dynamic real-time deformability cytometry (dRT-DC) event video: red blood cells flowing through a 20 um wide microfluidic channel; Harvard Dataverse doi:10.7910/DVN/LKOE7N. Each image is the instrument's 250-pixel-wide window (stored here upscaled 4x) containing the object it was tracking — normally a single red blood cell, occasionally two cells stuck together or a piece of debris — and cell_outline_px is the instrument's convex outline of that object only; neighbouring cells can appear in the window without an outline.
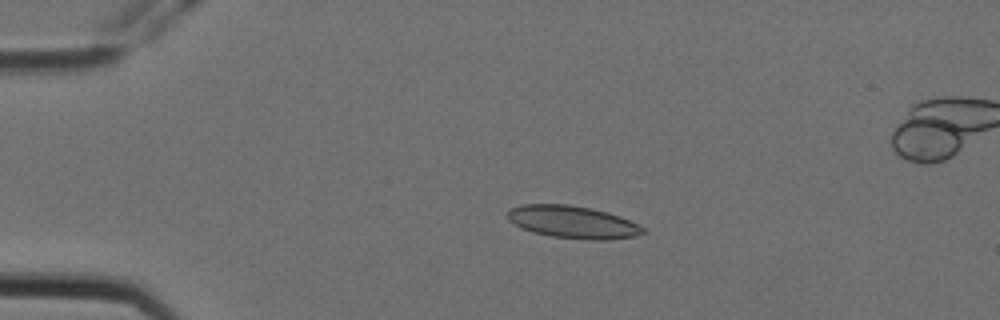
{"species": "Egyptian fruit bat (a non-hibernating species)", "species_latin": "Rousettus aegyptiacus", "temperature_condition": "cold", "stored_images_in_passage": 5, "camera_frame_rate_fps": 3000, "um_per_image_px": 0.085, "animal": {"sex": "female"}, "frame": {"image": 1, "passage_image": 3, "time_ms": 0.667, "image_size_px": [1000, 320], "cell_outline_px": [[648, 232], [636, 236], [604, 240], [588, 240], [552, 236], [532, 232], [508, 220], [508, 212], [512, 208], [524, 204], [568, 204], [592, 208], [608, 212], [620, 216], [644, 228]], "centroid_in_image_um": [48.72, 18.87], "position_along_channel_um": 36.3, "area_um2": 25.49}}